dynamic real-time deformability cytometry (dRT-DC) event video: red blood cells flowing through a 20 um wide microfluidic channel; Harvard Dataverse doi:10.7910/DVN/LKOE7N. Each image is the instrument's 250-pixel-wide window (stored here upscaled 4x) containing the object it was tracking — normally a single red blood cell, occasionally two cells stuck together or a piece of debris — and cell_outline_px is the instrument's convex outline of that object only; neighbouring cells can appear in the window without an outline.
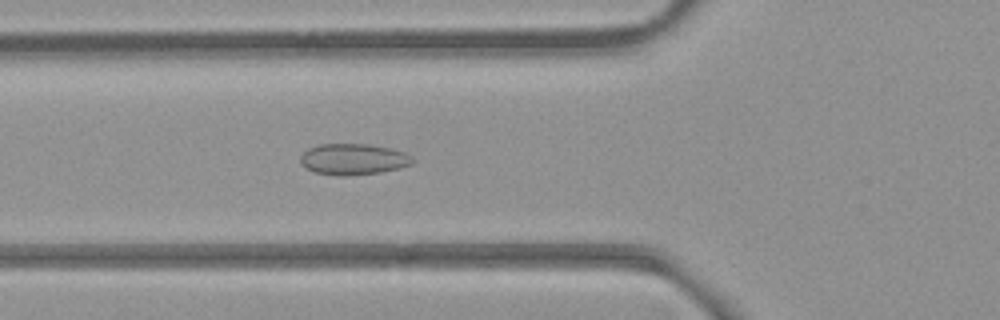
{"species": "common noctule bat (a hibernating species)", "species_latin": "Nyctalus noctula", "temperature_condition": "room temperature", "stored_images_in_passage": 52, "camera_frame_rate_fps": 3000, "um_per_image_px": 0.085, "animal": {"sex": "female", "body_mass_g": 21.9}, "frame": {"image": 1, "passage_image": 19, "time_ms": 6.0, "image_size_px": [1000, 320], "cell_outline_px": [[416, 160], [412, 164], [400, 168], [380, 172], [348, 176], [336, 176], [316, 172], [304, 168], [300, 160], [300, 156], [308, 148], [320, 144], [368, 144], [388, 148], [404, 152], [412, 156]], "centroid_in_image_um": [30.03, 13.54], "position_along_channel_um": 95.8, "area_um2": 20.46}}
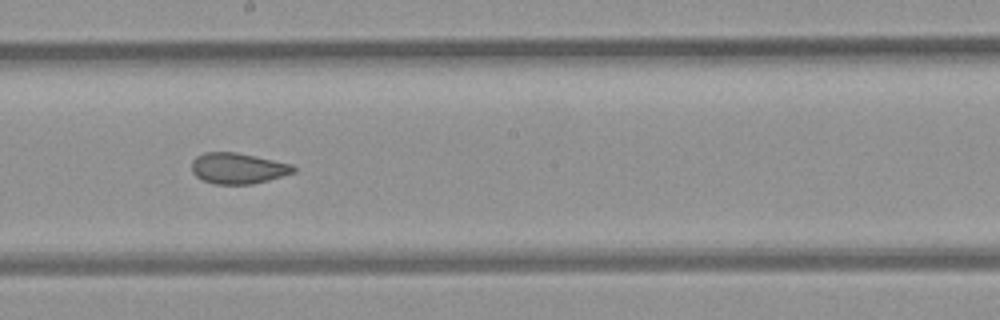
{"frame": {"image": 2, "passage_image": 29, "time_ms": 9.333, "image_size_px": [1000, 320], "cell_outline_px": [[296, 172], [268, 180], [252, 184], [212, 184], [200, 180], [192, 172], [192, 160], [196, 156], [204, 152], [236, 152], [292, 164], [296, 168]], "centroid_in_image_um": [20.2, 14.31], "position_along_channel_um": 228.0, "area_um2": 18.44}}
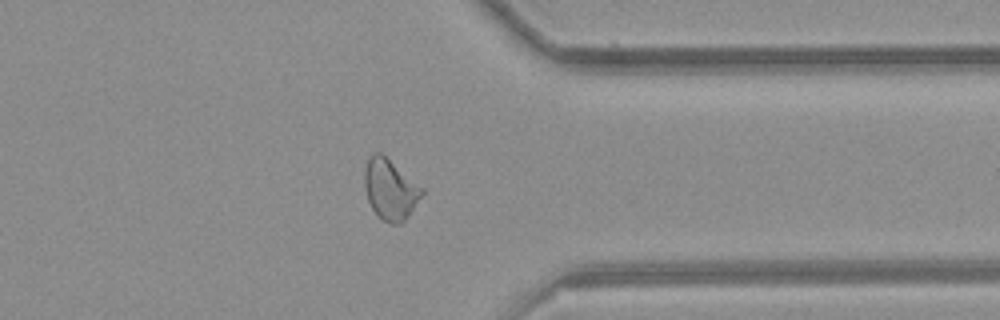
{"frame": {"image": 3, "passage_image": 41, "time_ms": 13.333, "image_size_px": [1000, 320], "cell_outline_px": [[424, 192], [408, 216], [400, 224], [392, 224], [380, 220], [376, 216], [368, 200], [364, 184], [364, 168], [372, 152], [380, 152], [424, 188]], "centroid_in_image_um": [33.15, 16.11], "position_along_channel_um": 378.2, "area_um2": 20.29}, "authors_computed_cell_mechanics": {"area_um2": 20.1722, "velocity_mm_per_s": 3.9429, "shape_relaxation_time_tau1_ms": null, "shape_relaxation_time_tau2_ms": 1.3617, "deformation_change_tau1": null, "deformation_change_tau2": 0.0548}}